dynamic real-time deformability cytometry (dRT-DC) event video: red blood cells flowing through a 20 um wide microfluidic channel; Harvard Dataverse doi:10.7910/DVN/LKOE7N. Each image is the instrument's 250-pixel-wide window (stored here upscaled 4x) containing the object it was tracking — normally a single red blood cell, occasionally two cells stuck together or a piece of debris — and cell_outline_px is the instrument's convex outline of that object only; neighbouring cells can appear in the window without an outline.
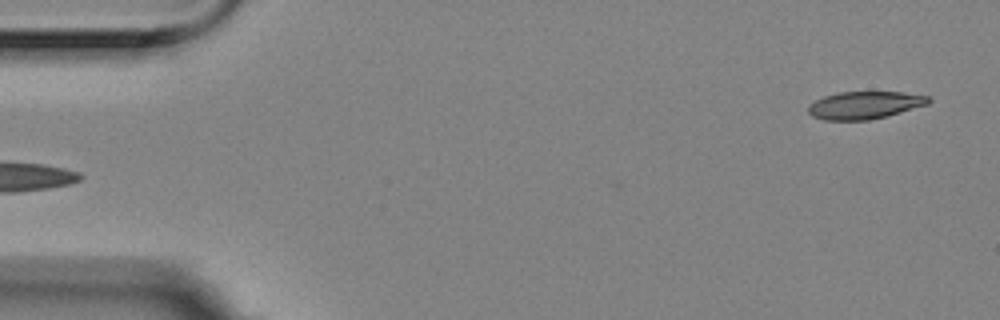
{"species": "Egyptian fruit bat (a non-hibernating species)", "species_latin": "Rousettus aegyptiacus", "temperature_condition": "room temperature", "stored_images_in_passage": 5, "segment_of_instrument_passage": [2, 2], "camera_frame_rate_fps": 3000, "um_per_image_px": 0.085, "animal": {"sex": "female"}, "frame": {"image": 1, "passage_image": 5, "time_ms": 1.333, "image_size_px": [1000, 320], "cell_outline_px": [[932, 100], [928, 104], [888, 116], [868, 120], [824, 120], [812, 116], [808, 112], [808, 104], [824, 96], [836, 92], [904, 92], [928, 96]], "centroid_in_image_um": [73.49, 8.93], "position_along_channel_um": 11.5, "area_um2": 19.42}}